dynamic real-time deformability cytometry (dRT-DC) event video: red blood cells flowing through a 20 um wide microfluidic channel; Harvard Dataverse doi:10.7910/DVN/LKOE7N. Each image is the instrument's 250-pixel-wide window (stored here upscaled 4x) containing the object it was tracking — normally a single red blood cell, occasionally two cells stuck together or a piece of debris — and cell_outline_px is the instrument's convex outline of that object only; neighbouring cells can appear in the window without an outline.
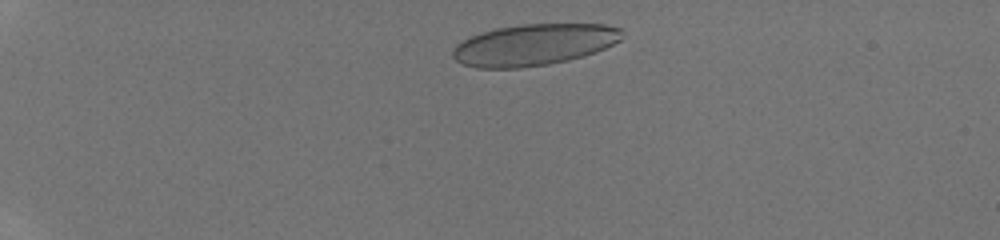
{"species": "human", "species_latin": "Homo sapiens", "temperature_condition": "room temperature", "stored_images_in_passage": 38, "camera_frame_rate_fps": 3000, "um_per_image_px": 0.085, "donor": {"sex": "male"}, "frame": {"image": 1, "passage_image": 4, "time_ms": 1.0, "image_size_px": [1000, 240], "cell_outline_px": [[624, 28], [620, 40], [596, 52], [584, 56], [568, 60], [548, 64], [520, 68], [476, 68], [460, 64], [452, 56], [452, 48], [456, 44], [480, 32], [496, 28], [520, 24], [604, 24]], "centroid_in_image_um": [45.37, 3.8], "position_along_channel_um": 39.6, "area_um2": 41.15}}
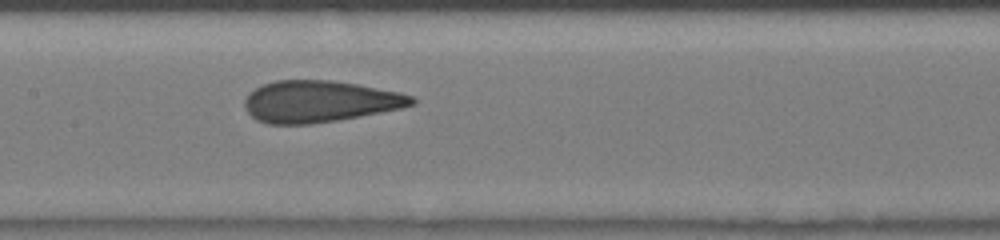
{"frame": {"image": 2, "passage_image": 18, "time_ms": 5.667, "image_size_px": [1000, 240], "cell_outline_px": [[416, 104], [400, 108], [340, 120], [312, 124], [268, 124], [256, 120], [244, 108], [244, 100], [248, 92], [264, 84], [276, 80], [332, 80], [356, 84], [400, 92], [412, 96], [416, 100]], "centroid_in_image_um": [27.14, 8.63], "position_along_channel_um": 180.3, "area_um2": 40.63}}
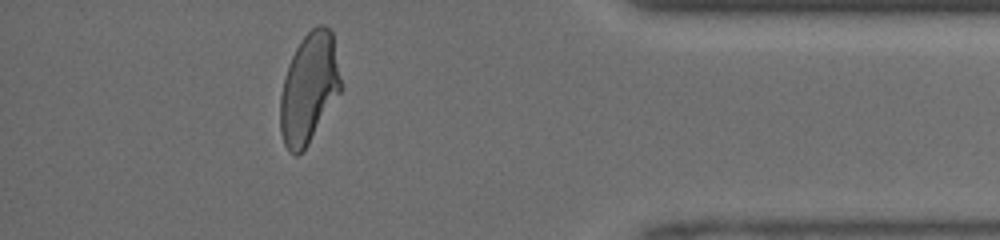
{"frame": {"image": 3, "passage_image": 34, "time_ms": 11.0, "image_size_px": [1000, 240], "cell_outline_px": [[344, 88], [308, 144], [296, 156], [288, 152], [284, 144], [280, 132], [280, 96], [288, 64], [300, 40], [312, 28], [320, 24], [324, 24], [332, 32]], "centroid_in_image_um": [26.29, 7.5], "position_along_channel_um": 408.9, "area_um2": 39.25}}